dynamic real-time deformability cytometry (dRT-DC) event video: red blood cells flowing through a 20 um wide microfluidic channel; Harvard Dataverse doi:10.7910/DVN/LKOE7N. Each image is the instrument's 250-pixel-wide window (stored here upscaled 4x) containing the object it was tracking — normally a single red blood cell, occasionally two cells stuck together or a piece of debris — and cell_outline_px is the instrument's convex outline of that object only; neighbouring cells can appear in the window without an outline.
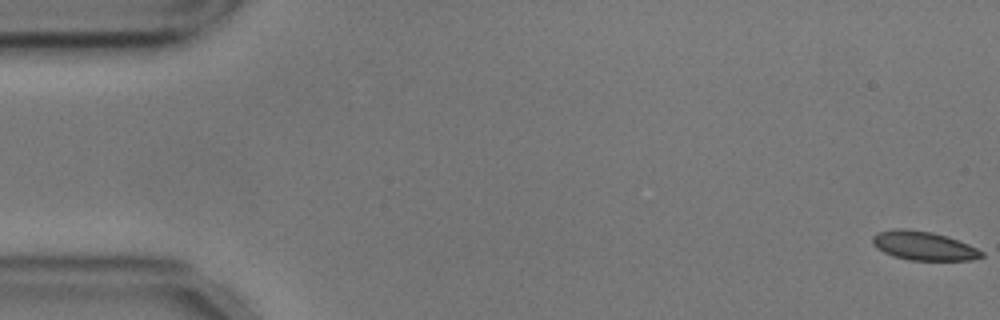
{"species": "common noctule bat (a hibernating species)", "species_latin": "Nyctalus noctula", "temperature_condition": "cold", "stored_images_in_passage": 4, "camera_frame_rate_fps": 3000, "um_per_image_px": 0.085, "animal": {"sex": "male", "body_mass_g": 17.9, "forearm_length_mm": 54.2}, "frame": {"image": 1, "passage_image": 1, "time_ms": 0.0, "image_size_px": [1000, 320], "cell_outline_px": [[984, 256], [972, 260], [912, 260], [892, 256], [876, 248], [872, 244], [872, 236], [876, 232], [896, 228], [900, 228], [932, 232], [968, 244], [984, 252]], "centroid_in_image_um": [78.46, 20.89], "position_along_channel_um": 6.5, "area_um2": 18.26}}